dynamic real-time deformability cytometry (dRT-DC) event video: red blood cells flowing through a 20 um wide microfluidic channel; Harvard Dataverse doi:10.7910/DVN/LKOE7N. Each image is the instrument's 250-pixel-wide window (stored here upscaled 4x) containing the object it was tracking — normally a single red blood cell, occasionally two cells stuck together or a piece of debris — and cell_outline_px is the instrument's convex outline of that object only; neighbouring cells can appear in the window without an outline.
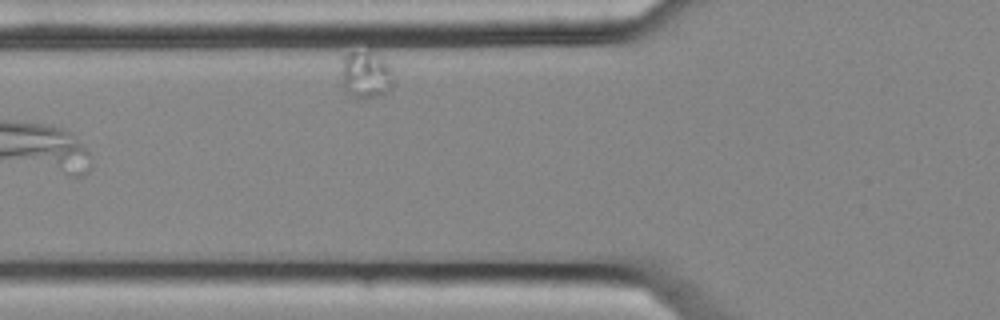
{"species": "common noctule bat (a hibernating species)", "species_latin": "Nyctalus noctula", "temperature_condition": "cold", "stored_images_in_passage": 8, "camera_frame_rate_fps": 3000, "um_per_image_px": 0.085, "animal": {"sex": "female", "body_mass_g": 25.1}, "frame": {"image": 1, "passage_image": 5, "time_ms": 1.333, "image_size_px": [1000, 320], "cell_outline_px": [[392, 88], [388, 92], [364, 100], [356, 100], [344, 88], [340, 56], [348, 52], [368, 48], [372, 48], [392, 68]], "centroid_in_image_um": [31.08, 6.29], "position_along_channel_um": 94.7, "area_um2": 15.14}}